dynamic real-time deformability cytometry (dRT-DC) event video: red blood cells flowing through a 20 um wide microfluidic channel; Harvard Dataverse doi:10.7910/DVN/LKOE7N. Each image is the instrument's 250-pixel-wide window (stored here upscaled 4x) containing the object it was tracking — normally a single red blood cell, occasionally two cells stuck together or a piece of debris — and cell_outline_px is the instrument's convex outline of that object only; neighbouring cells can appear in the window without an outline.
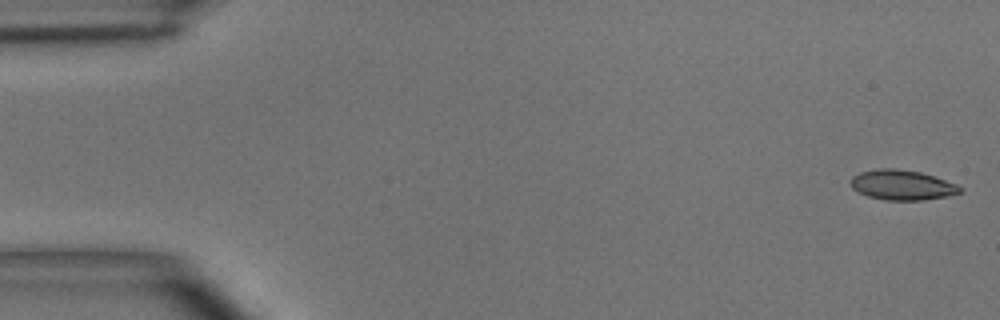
{"species": "common noctule bat (a hibernating species)", "species_latin": "Nyctalus noctula", "temperature_condition": "room temperature", "stored_images_in_passage": 5, "camera_frame_rate_fps": 3000, "um_per_image_px": 0.085, "animal": {"sex": "male", "body_mass_g": 15.6}, "frame": {"image": 1, "passage_image": 1, "time_ms": 0.0, "image_size_px": [1000, 320], "cell_outline_px": [[964, 192], [948, 196], [924, 200], [884, 200], [868, 196], [852, 188], [848, 180], [852, 176], [860, 172], [880, 168], [892, 168], [920, 172], [956, 184], [964, 188]], "centroid_in_image_um": [76.68, 15.73], "position_along_channel_um": 8.3, "area_um2": 19.19}}